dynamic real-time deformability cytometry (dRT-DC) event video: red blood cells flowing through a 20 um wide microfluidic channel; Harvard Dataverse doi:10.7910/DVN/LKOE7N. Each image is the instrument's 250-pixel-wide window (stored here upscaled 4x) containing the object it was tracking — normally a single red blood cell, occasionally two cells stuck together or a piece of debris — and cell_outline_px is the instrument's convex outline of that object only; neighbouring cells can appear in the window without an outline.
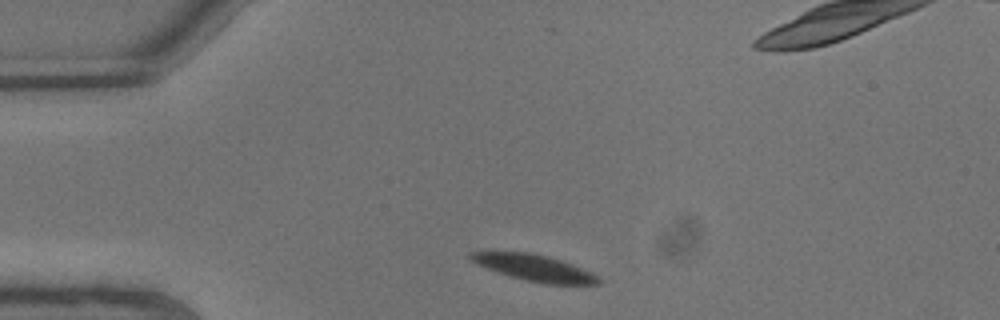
{"species": "common noctule bat (a hibernating species)", "species_latin": "Nyctalus noctula", "temperature_condition": "warm", "stored_images_in_passage": 5, "camera_frame_rate_fps": 3000, "um_per_image_px": 0.085, "animal": {"sex": "male", "body_mass_g": 13.3}, "frame": {"image": 1, "passage_image": 1, "time_ms": 0.0, "image_size_px": [1000, 320], "cell_outline_px": [[600, 284], [544, 284], [524, 280], [488, 268], [472, 260], [468, 256], [468, 252], [528, 252], [548, 256], [572, 264], [592, 272], [600, 280]], "centroid_in_image_um": [45.47, 22.77], "position_along_channel_um": 39.5, "area_um2": 19.19}}
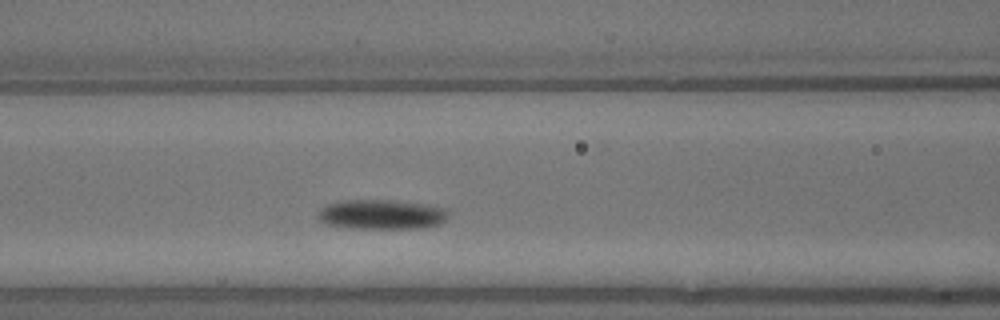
{"frame": {"image": 2, "passage_image": 5, "time_ms": 1.333, "image_size_px": [1000, 320], "cell_outline_px": [[448, 216], [444, 220], [436, 224], [420, 228], [356, 228], [324, 224], [316, 216], [320, 208], [328, 204], [344, 200], [396, 200], [424, 204], [448, 208]], "centroid_in_image_um": [32.41, 18.21], "position_along_channel_um": 134.2, "area_um2": 22.54}}